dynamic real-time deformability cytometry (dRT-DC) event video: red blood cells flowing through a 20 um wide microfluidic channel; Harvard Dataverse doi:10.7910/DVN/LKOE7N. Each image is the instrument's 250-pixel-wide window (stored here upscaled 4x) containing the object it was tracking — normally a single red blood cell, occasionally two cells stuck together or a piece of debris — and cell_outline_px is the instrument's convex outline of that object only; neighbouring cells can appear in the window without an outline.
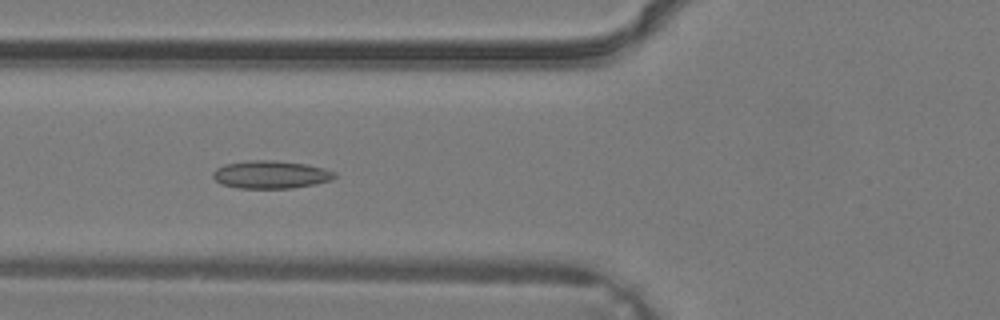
{"species": "common noctule bat (a hibernating species)", "species_latin": "Nyctalus noctula", "temperature_condition": "warm", "stored_images_in_passage": 38, "camera_frame_rate_fps": 3000, "um_per_image_px": 0.085, "animal": {"sex": "male", "body_mass_g": 19.2, "forearm_length_mm": 51.8}, "frame": {"image": 1, "passage_image": 15, "time_ms": 4.667, "image_size_px": [1000, 320], "cell_outline_px": [[336, 176], [332, 180], [292, 188], [240, 188], [224, 184], [216, 180], [212, 176], [212, 172], [216, 168], [224, 164], [248, 160], [276, 160], [304, 164], [324, 168], [336, 172]], "centroid_in_image_um": [23.01, 14.82], "position_along_channel_um": 102.8, "area_um2": 19.65}}
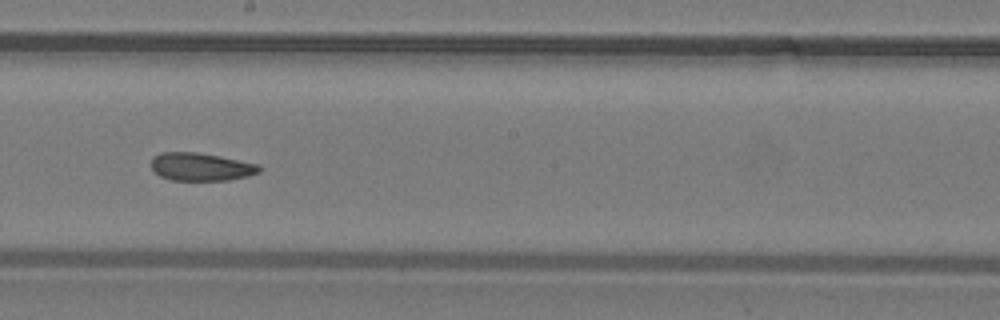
{"frame": {"image": 2, "passage_image": 22, "time_ms": 7.0, "image_size_px": [1000, 320], "cell_outline_px": [[260, 172], [248, 176], [228, 180], [172, 180], [160, 176], [152, 168], [152, 156], [160, 152], [196, 152], [220, 156], [256, 164], [260, 168]], "centroid_in_image_um": [17.05, 14.17], "position_along_channel_um": 231.2, "area_um2": 17.46}}
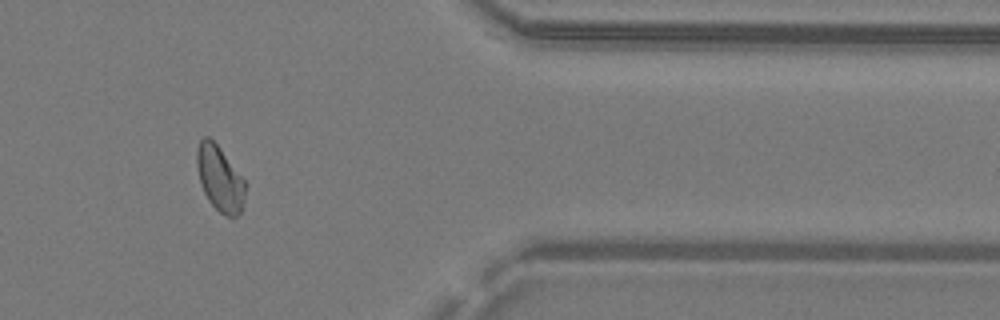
{"frame": {"image": 3, "passage_image": 32, "time_ms": 10.333, "image_size_px": [1000, 320], "cell_outline_px": [[244, 200], [240, 212], [236, 216], [224, 216], [208, 200], [200, 184], [196, 164], [196, 148], [200, 140], [204, 136], [208, 136], [220, 148], [244, 180]], "centroid_in_image_um": [18.64, 15.16], "position_along_channel_um": 392.8, "area_um2": 18.21}}